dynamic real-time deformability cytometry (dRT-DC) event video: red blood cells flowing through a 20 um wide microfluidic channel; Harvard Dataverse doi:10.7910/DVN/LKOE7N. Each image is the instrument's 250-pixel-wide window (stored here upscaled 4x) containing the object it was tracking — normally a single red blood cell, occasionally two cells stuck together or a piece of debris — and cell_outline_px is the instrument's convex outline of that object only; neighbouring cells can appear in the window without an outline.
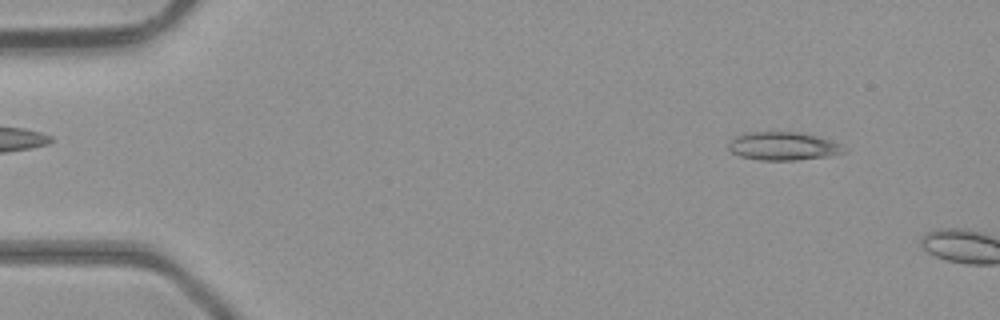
{"species": "common noctule bat (a hibernating species)", "species_latin": "Nyctalus noctula", "temperature_condition": "room temperature", "stored_images_in_passage": 7, "camera_frame_rate_fps": 3000, "um_per_image_px": 0.085, "animal": {"sex": "male", "body_mass_g": 23.1, "forearm_length_mm": 52.7}, "frame": {"image": 1, "passage_image": 5, "time_ms": 1.333, "image_size_px": [1000, 320], "cell_outline_px": [[848, 152], [828, 156], [796, 160], [760, 160], [740, 156], [732, 152], [728, 148], [728, 144], [736, 136], [744, 132], [800, 132], [816, 136], [844, 144]], "centroid_in_image_um": [66.61, 12.42], "position_along_channel_um": 18.4, "area_um2": 19.13}}